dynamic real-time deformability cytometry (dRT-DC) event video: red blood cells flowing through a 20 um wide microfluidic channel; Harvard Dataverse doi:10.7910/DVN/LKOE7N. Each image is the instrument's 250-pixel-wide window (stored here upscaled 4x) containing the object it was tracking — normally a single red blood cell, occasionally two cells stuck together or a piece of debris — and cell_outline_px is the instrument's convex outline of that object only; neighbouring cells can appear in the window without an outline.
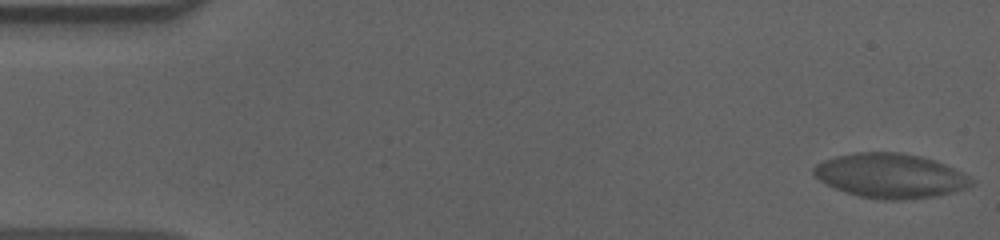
{"species": "human", "species_latin": "Homo sapiens", "temperature_condition": "cold", "stored_images_in_passage": 58, "camera_frame_rate_fps": 3000, "um_per_image_px": 0.085, "donor": {"sex": "male"}, "frame": {"image": 1, "passage_image": 1, "time_ms": 0.0, "image_size_px": [1000, 240], "cell_outline_px": [[976, 180], [968, 188], [952, 192], [932, 196], [900, 200], [884, 200], [860, 196], [844, 192], [812, 176], [812, 168], [816, 164], [824, 160], [836, 156], [856, 152], [896, 152], [920, 156], [944, 164]], "centroid_in_image_um": [75.64, 14.94], "position_along_channel_um": 9.4, "area_um2": 40.58}}
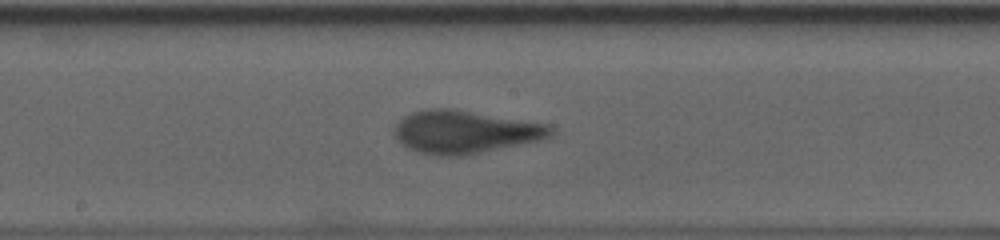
{"frame": {"image": 2, "passage_image": 30, "time_ms": 9.667, "image_size_px": [1000, 240], "cell_outline_px": [[556, 132], [548, 136], [536, 140], [464, 156], [436, 156], [416, 152], [408, 148], [396, 140], [392, 132], [396, 124], [404, 116], [412, 112], [428, 108], [456, 108], [548, 124], [556, 128]], "centroid_in_image_um": [39.46, 11.2], "position_along_channel_um": 208.7, "area_um2": 39.42}}
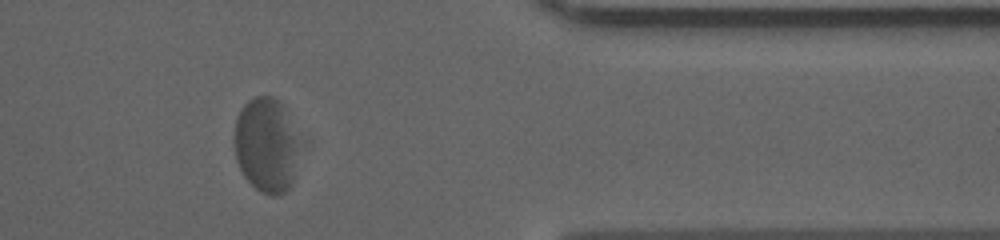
{"frame": {"image": 3, "passage_image": 47, "time_ms": 15.333, "image_size_px": [1000, 240], "cell_outline_px": [[312, 140], [292, 184], [280, 196], [272, 196], [260, 192], [244, 176], [236, 160], [232, 140], [236, 116], [240, 108], [252, 96], [272, 96], [280, 100], [284, 104]], "centroid_in_image_um": [22.86, 12.27], "position_along_channel_um": 388.5, "area_um2": 40.4}, "authors_computed_cell_mechanics": {"area_um2": 39.1017, "velocity_mm_per_s": 3.5119, "shape_relaxation_time_tau1_ms": 7.3099, "shape_relaxation_time_tau2_ms": 0.9826, "deformation_change_tau1": 0.1905, "deformation_change_tau2": 0.0636}}